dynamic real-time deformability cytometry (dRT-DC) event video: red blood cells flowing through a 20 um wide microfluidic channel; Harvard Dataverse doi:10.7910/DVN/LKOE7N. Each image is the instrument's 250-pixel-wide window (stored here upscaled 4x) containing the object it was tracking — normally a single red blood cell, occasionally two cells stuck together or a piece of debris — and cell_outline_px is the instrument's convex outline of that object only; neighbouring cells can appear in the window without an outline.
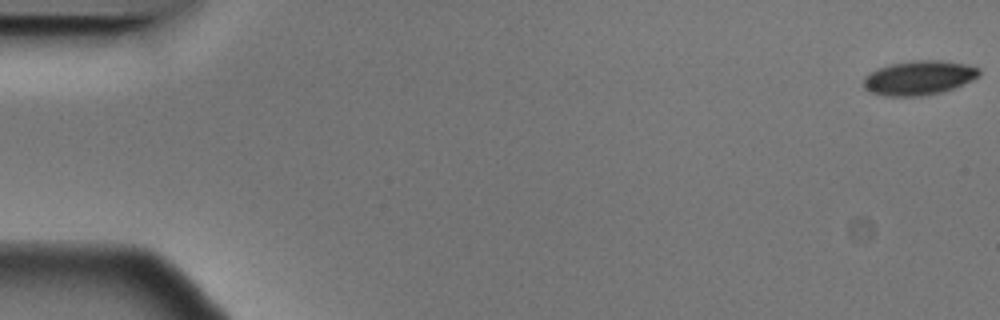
{"species": "Egyptian fruit bat (a non-hibernating species)", "species_latin": "Rousettus aegyptiacus", "temperature_condition": "cold", "stored_images_in_passage": 2, "camera_frame_rate_fps": 3000, "um_per_image_px": 0.085, "animal": {"sex": "male"}, "frame": {"image": 1, "passage_image": 1, "time_ms": 0.0, "image_size_px": [1000, 320], "cell_outline_px": [[980, 76], [956, 88], [944, 92], [924, 96], [884, 96], [868, 92], [864, 88], [864, 76], [880, 68], [892, 64], [916, 60], [940, 60], [964, 64], [980, 68]], "centroid_in_image_um": [78.14, 6.63], "position_along_channel_um": 6.9, "area_um2": 23.24}}